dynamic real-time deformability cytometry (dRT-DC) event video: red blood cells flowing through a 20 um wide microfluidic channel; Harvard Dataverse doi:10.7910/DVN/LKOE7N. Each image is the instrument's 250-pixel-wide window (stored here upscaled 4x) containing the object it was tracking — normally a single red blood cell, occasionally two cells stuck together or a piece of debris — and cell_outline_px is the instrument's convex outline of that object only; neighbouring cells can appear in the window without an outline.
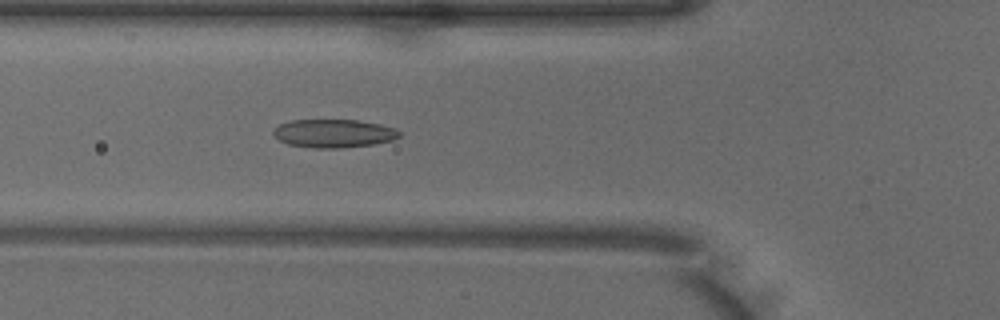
{"species": "common noctule bat (a hibernating species)", "species_latin": "Nyctalus noctula", "temperature_condition": "warm", "stored_images_in_passage": 29, "camera_frame_rate_fps": 3000, "um_per_image_px": 0.085, "animal": {"sex": "male", "body_mass_g": 18.8}, "frame": {"image": 1, "passage_image": 9, "time_ms": 2.667, "image_size_px": [1000, 320], "cell_outline_px": [[400, 136], [392, 140], [376, 144], [340, 148], [312, 148], [288, 144], [280, 140], [272, 132], [272, 128], [280, 124], [292, 120], [360, 120], [380, 124], [396, 128], [400, 132]], "centroid_in_image_um": [28.38, 11.34], "position_along_channel_um": 97.4, "area_um2": 20.92}}
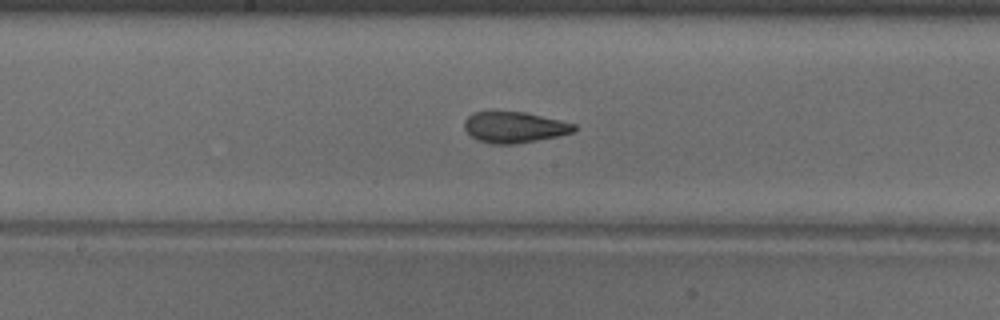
{"frame": {"image": 2, "passage_image": 17, "time_ms": 5.333, "image_size_px": [1000, 320], "cell_outline_px": [[576, 128], [572, 132], [560, 136], [516, 144], [492, 144], [480, 140], [472, 136], [464, 128], [464, 120], [472, 112], [524, 112], [560, 120], [576, 124]], "centroid_in_image_um": [43.73, 10.82], "position_along_channel_um": 204.5, "area_um2": 19.71}}
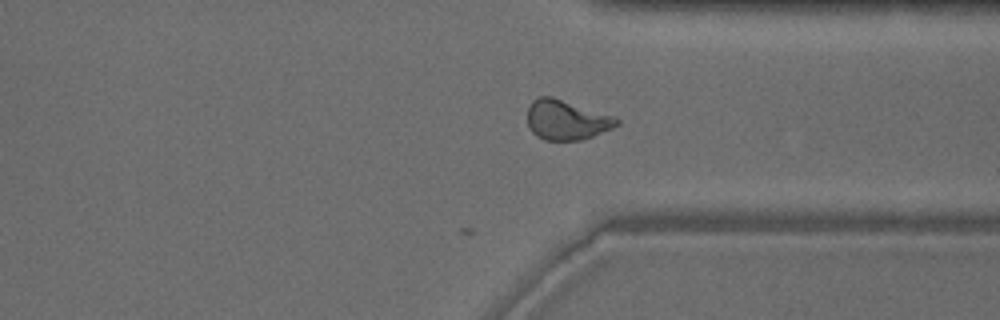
{"frame": {"image": 3, "passage_image": 29, "time_ms": 9.333, "image_size_px": [1000, 320], "cell_outline_px": [[620, 124], [612, 128], [592, 136], [580, 140], [544, 140], [536, 136], [528, 128], [528, 108], [532, 100], [540, 96], [552, 96], [616, 116], [620, 120]], "centroid_in_image_um": [48.16, 10.18], "position_along_channel_um": 363.2, "area_um2": 20.92}, "authors_computed_cell_mechanics": {"area_um2": 20.2878, "velocity_mm_per_s": 3.9897, "shape_relaxation_time_tau1_ms": null, "shape_relaxation_time_tau2_ms": 1.4824, "deformation_change_tau1": null, "deformation_change_tau2": 0.0865}}